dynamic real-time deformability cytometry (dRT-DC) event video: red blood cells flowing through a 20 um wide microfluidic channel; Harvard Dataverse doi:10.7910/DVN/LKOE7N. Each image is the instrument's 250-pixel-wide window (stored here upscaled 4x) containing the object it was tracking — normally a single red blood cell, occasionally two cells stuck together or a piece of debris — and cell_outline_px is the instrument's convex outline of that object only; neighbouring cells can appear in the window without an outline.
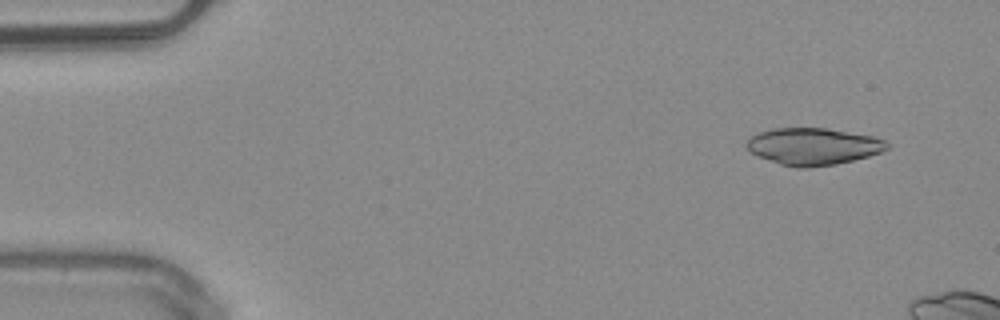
{"species": "common noctule bat (a hibernating species)", "species_latin": "Nyctalus noctula", "temperature_condition": "warm", "stored_images_in_passage": 11, "camera_frame_rate_fps": 3000, "um_per_image_px": 0.085, "animal": {"sex": "male", "body_mass_g": 20.4}, "frame": {"image": 1, "passage_image": 4, "time_ms": 1.0, "image_size_px": [1000, 320], "cell_outline_px": [[892, 144], [888, 148], [880, 152], [868, 156], [836, 164], [808, 168], [796, 168], [780, 164], [756, 156], [744, 144], [756, 132], [772, 128], [828, 128], [872, 136], [884, 140]], "centroid_in_image_um": [69.1, 12.44], "position_along_channel_um": 15.9, "area_um2": 30.4}}